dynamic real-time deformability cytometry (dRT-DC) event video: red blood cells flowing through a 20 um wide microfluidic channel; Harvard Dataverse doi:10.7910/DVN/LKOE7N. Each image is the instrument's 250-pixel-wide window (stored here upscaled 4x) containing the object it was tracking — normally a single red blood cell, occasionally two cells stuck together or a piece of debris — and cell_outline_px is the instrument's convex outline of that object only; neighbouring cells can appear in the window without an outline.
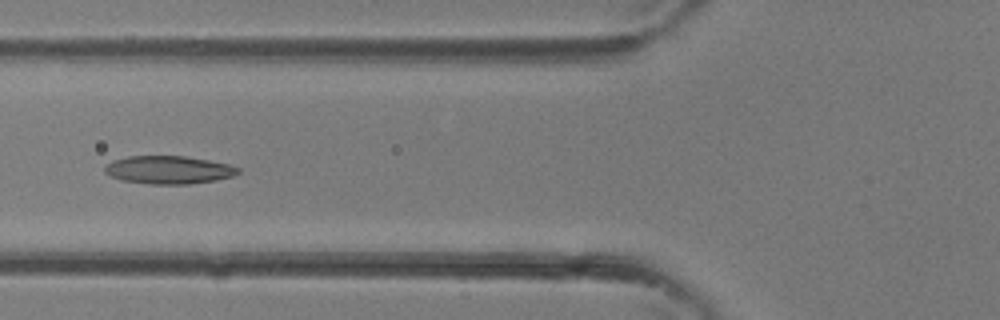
{"species": "common noctule bat (a hibernating species)", "species_latin": "Nyctalus noctula", "temperature_condition": "room temperature", "stored_images_in_passage": 5, "camera_frame_rate_fps": 3000, "um_per_image_px": 0.085, "animal": {"sex": "female"}, "frame": {"image": 1, "passage_image": 5, "time_ms": 1.333, "image_size_px": [1000, 320], "cell_outline_px": [[240, 172], [232, 176], [216, 180], [188, 184], [152, 184], [120, 180], [104, 172], [104, 164], [112, 160], [128, 156], [184, 156], [208, 160], [228, 164], [240, 168]], "centroid_in_image_um": [14.3, 14.43], "position_along_channel_um": 111.5, "area_um2": 21.79}}